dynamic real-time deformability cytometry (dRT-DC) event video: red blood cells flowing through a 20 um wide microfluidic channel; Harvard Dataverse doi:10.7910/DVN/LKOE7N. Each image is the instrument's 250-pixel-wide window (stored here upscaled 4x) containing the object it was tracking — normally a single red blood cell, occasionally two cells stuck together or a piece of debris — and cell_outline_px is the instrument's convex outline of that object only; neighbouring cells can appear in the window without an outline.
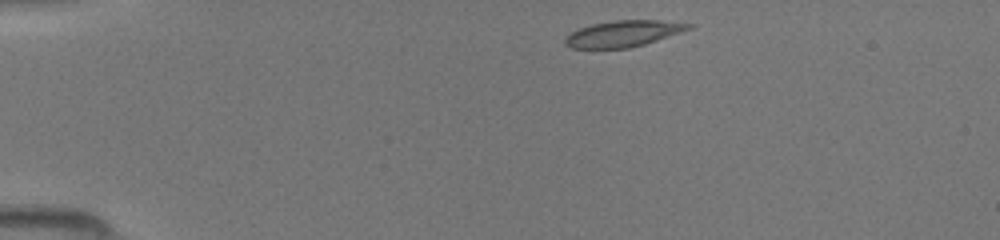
{"species": "common noctule bat (a hibernating species)", "species_latin": "Nyctalus noctula", "temperature_condition": "room temperature", "stored_images_in_passage": 40, "camera_frame_rate_fps": 3000, "um_per_image_px": 0.085, "animal": {"sex": "female", "body_mass_g": 19.5, "forearm_length_mm": 54.1}, "frame": {"image": 1, "passage_image": 1, "time_ms": 0.0, "image_size_px": [1000, 240], "cell_outline_px": [[696, 28], [644, 44], [628, 48], [572, 48], [564, 44], [564, 40], [572, 32], [580, 28], [592, 24], [616, 20], [660, 20], [696, 24]], "centroid_in_image_um": [53.07, 2.85], "position_along_channel_um": 31.9, "area_um2": 18.96}}
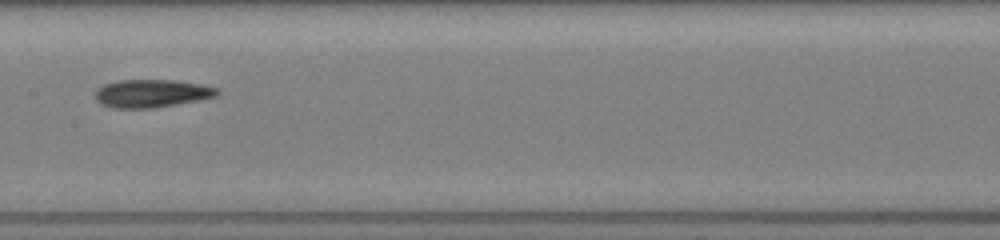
{"frame": {"image": 2, "passage_image": 17, "time_ms": 5.333, "image_size_px": [1000, 240], "cell_outline_px": [[220, 92], [216, 96], [200, 100], [156, 108], [112, 108], [100, 104], [96, 100], [96, 88], [104, 84], [116, 80], [176, 80], [200, 84], [220, 88]], "centroid_in_image_um": [12.9, 7.94], "position_along_channel_um": 194.5, "area_um2": 20.17}}
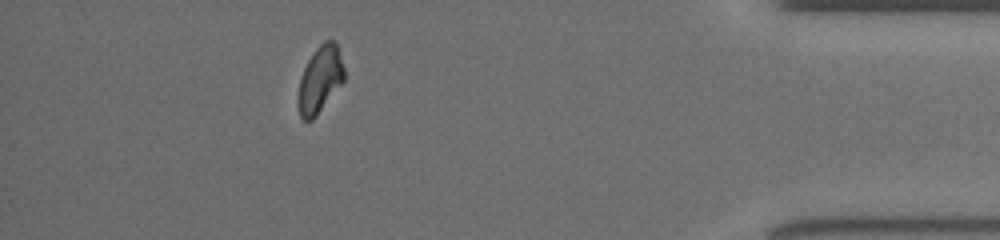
{"frame": {"image": 3, "passage_image": 35, "time_ms": 11.333, "image_size_px": [1000, 240], "cell_outline_px": [[344, 80], [316, 116], [312, 120], [304, 120], [300, 116], [296, 104], [296, 96], [300, 76], [308, 60], [316, 48], [324, 40], [332, 40], [336, 44], [344, 68]], "centroid_in_image_um": [27.15, 6.78], "position_along_channel_um": 408.1, "area_um2": 17.92}}